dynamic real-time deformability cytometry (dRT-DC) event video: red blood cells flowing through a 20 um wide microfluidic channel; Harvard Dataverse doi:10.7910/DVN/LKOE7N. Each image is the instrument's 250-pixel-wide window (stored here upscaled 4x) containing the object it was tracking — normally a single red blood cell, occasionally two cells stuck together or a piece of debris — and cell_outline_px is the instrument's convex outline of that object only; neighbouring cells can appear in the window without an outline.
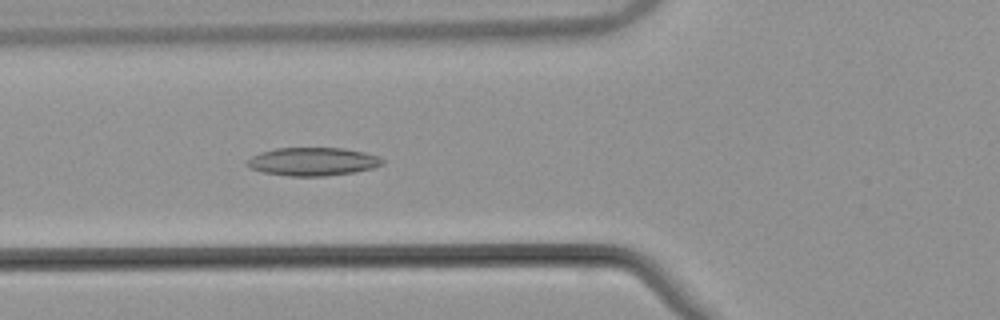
{"species": "common noctule bat (a hibernating species)", "species_latin": "Nyctalus noctula", "temperature_condition": "warm", "stored_images_in_passage": 54, "camera_frame_rate_fps": 3000, "um_per_image_px": 0.085, "animal": {"sex": "male", "body_mass_g": 21.5, "forearm_length_mm": 52.0}, "frame": {"image": 1, "passage_image": 21, "time_ms": 6.667, "image_size_px": [1000, 320], "cell_outline_px": [[384, 164], [372, 168], [356, 172], [324, 176], [288, 176], [264, 172], [248, 168], [244, 164], [252, 156], [260, 152], [276, 148], [344, 148], [364, 152], [380, 156], [384, 160]], "centroid_in_image_um": [26.59, 13.73], "position_along_channel_um": 99.2, "area_um2": 22.43}}
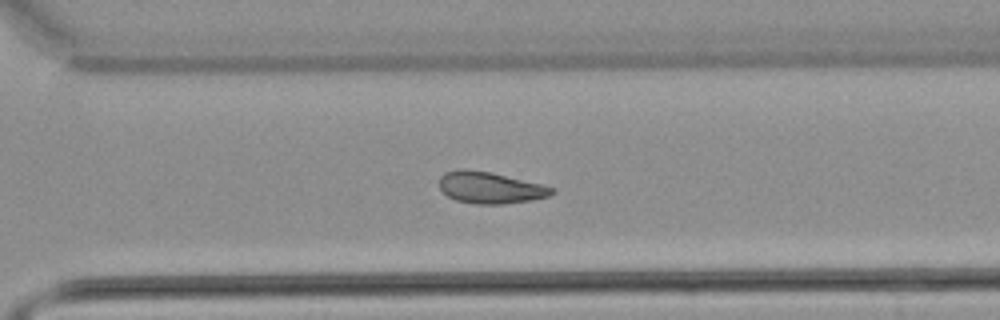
{"frame": {"image": 2, "passage_image": 39, "time_ms": 12.667, "image_size_px": [1000, 320], "cell_outline_px": [[556, 192], [548, 196], [532, 200], [504, 204], [476, 204], [456, 200], [448, 196], [440, 188], [440, 176], [444, 172], [456, 168], [464, 168], [492, 172], [540, 184], [552, 188]], "centroid_in_image_um": [41.62, 15.94], "position_along_channel_um": 329.0, "area_um2": 20.75}}
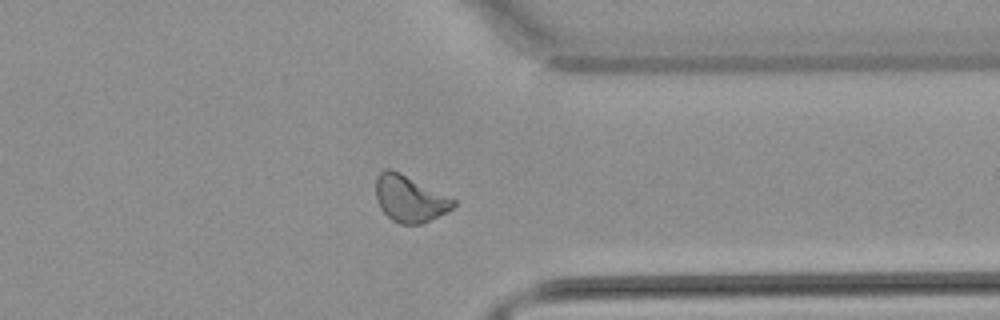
{"frame": {"image": 3, "passage_image": 43, "time_ms": 14.0, "image_size_px": [1000, 320], "cell_outline_px": [[456, 204], [448, 212], [420, 224], [400, 224], [392, 220], [380, 208], [376, 196], [376, 180], [380, 172], [384, 168], [388, 168], [400, 172], [456, 200]], "centroid_in_image_um": [34.82, 16.89], "position_along_channel_um": 376.6, "area_um2": 20.87}}